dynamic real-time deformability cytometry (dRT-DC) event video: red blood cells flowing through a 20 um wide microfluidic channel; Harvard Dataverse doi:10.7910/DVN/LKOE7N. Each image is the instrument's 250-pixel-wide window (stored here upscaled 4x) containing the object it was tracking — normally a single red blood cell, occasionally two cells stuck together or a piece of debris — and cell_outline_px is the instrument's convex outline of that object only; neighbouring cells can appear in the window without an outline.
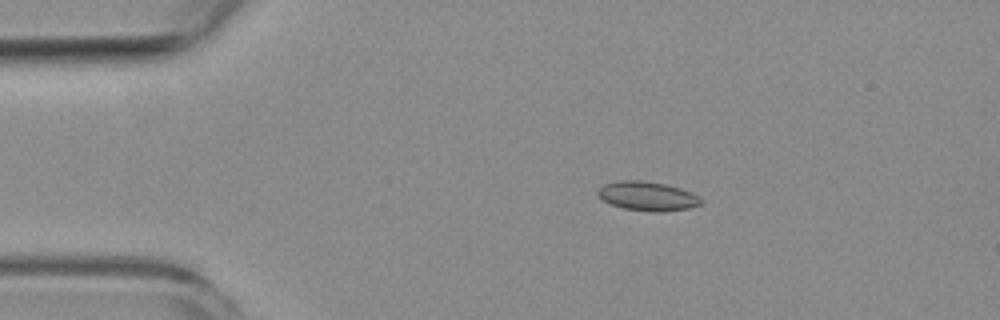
{"species": "common noctule bat (a hibernating species)", "species_latin": "Nyctalus noctula", "temperature_condition": "room temperature", "stored_images_in_passage": 8, "camera_frame_rate_fps": 3000, "um_per_image_px": 0.085, "animal": {"sex": "female", "body_mass_g": 19.3, "forearm_length_mm": 54.1}, "frame": {"image": 1, "passage_image": 3, "time_ms": 2.333, "image_size_px": [1000, 320], "cell_outline_px": [[704, 204], [688, 208], [656, 212], [624, 208], [612, 204], [604, 200], [596, 192], [604, 184], [620, 180], [640, 180], [664, 184], [680, 188], [704, 200]], "centroid_in_image_um": [55.05, 16.66], "position_along_channel_um": 30.0, "area_um2": 17.17}}
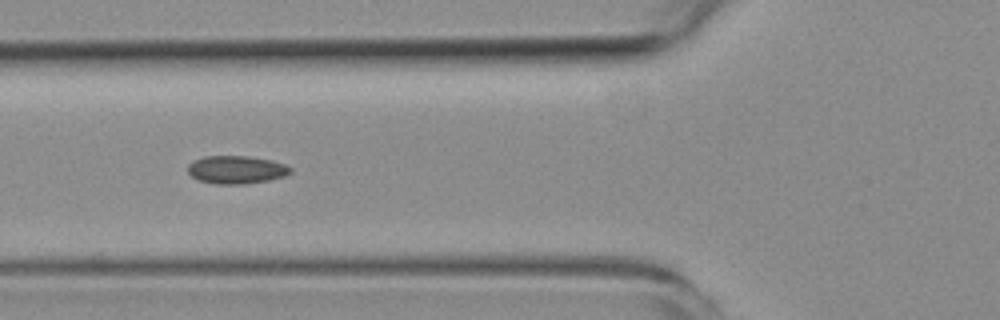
{"frame": {"image": 2, "passage_image": 6, "time_ms": 5.667, "image_size_px": [1000, 320], "cell_outline_px": [[292, 172], [284, 176], [268, 180], [244, 184], [216, 184], [196, 180], [188, 172], [188, 164], [204, 156], [248, 156], [272, 160], [284, 164], [292, 168]], "centroid_in_image_um": [20.09, 14.43], "position_along_channel_um": 105.7, "area_um2": 16.76}}
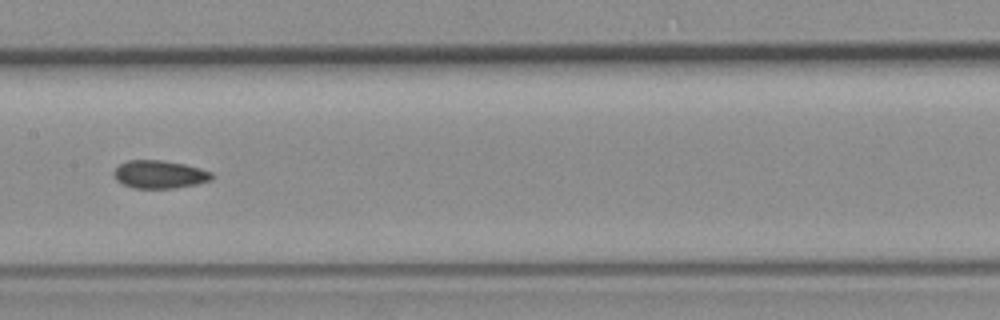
{"frame": {"image": 3, "passage_image": 8, "time_ms": 8.0, "image_size_px": [1000, 320], "cell_outline_px": [[212, 180], [196, 184], [172, 188], [132, 188], [116, 180], [112, 172], [120, 164], [128, 160], [160, 160], [184, 164], [200, 168], [212, 172]], "centroid_in_image_um": [13.55, 14.82], "position_along_channel_um": 193.9, "area_um2": 15.9}}